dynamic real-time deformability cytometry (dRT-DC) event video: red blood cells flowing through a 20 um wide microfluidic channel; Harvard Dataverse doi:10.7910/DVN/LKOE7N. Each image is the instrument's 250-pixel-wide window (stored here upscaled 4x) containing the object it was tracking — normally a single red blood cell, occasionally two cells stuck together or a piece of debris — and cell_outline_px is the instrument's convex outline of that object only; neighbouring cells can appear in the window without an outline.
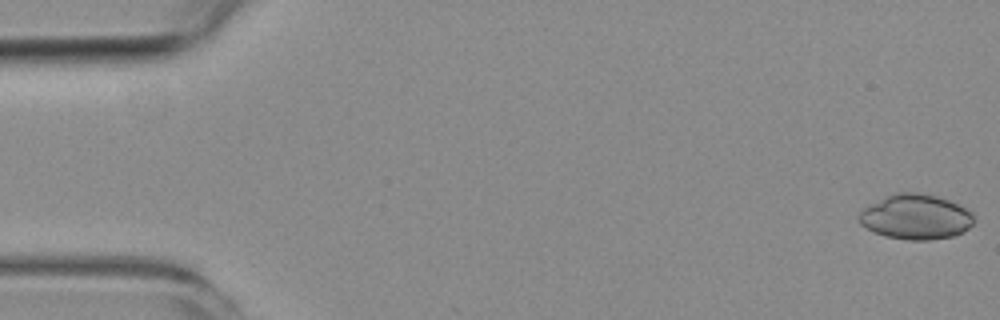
{"species": "common noctule bat (a hibernating species)", "species_latin": "Nyctalus noctula", "temperature_condition": "room temperature", "stored_images_in_passage": 5, "camera_frame_rate_fps": 3000, "um_per_image_px": 0.085, "animal": {"sex": "female", "body_mass_g": 19.3, "forearm_length_mm": 54.1}, "frame": {"image": 1, "passage_image": 1, "time_ms": 0.0, "image_size_px": [1000, 320], "cell_outline_px": [[976, 220], [964, 232], [952, 236], [928, 240], [908, 240], [884, 236], [860, 224], [860, 212], [864, 208], [896, 192], [920, 192], [936, 196], [948, 200], [972, 212]], "centroid_in_image_um": [77.88, 18.44], "position_along_channel_um": 7.1, "area_um2": 29.82}}